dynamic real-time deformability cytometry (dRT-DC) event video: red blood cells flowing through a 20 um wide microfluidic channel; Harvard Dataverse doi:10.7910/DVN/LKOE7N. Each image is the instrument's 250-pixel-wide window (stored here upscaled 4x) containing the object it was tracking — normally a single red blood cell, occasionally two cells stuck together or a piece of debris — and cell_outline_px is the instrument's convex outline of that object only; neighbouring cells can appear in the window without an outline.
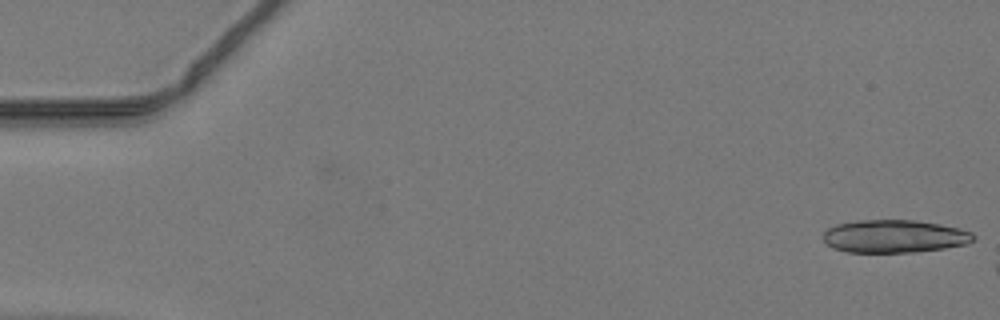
{"species": "common noctule bat (a hibernating species)", "species_latin": "Nyctalus noctula", "temperature_condition": "warm", "stored_images_in_passage": 11, "camera_frame_rate_fps": 3000, "um_per_image_px": 0.085, "animal": {"sex": "male", "body_mass_g": 19.2, "forearm_length_mm": 51.8}, "frame": {"image": 1, "passage_image": 1, "time_ms": 0.0, "image_size_px": [1000, 320], "cell_outline_px": [[976, 236], [968, 244], [944, 248], [916, 252], [848, 252], [832, 248], [824, 240], [824, 232], [828, 228], [836, 224], [856, 220], [916, 220], [940, 224], [960, 228], [972, 232]], "centroid_in_image_um": [76.04, 20.08], "position_along_channel_um": 9.0, "area_um2": 28.9}}